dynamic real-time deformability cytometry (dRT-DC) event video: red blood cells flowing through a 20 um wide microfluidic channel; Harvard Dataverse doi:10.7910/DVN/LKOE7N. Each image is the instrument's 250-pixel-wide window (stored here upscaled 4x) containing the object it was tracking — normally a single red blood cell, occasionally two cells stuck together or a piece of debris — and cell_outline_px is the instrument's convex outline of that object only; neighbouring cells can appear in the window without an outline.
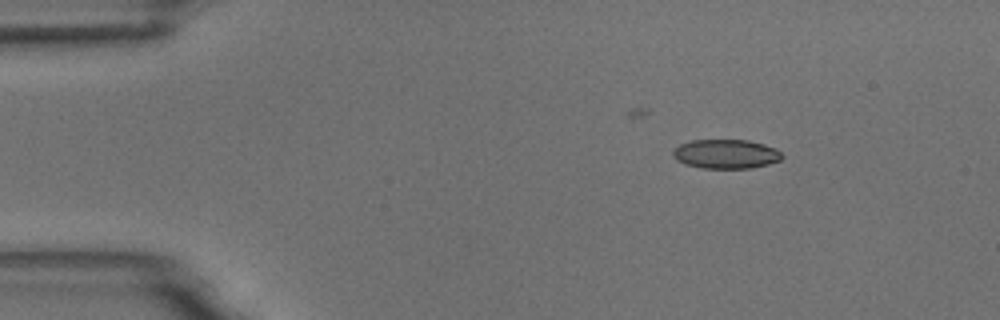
{"species": "common noctule bat (a hibernating species)", "species_latin": "Nyctalus noctula", "temperature_condition": "room temperature", "stored_images_in_passage": 9, "camera_frame_rate_fps": 3000, "um_per_image_px": 0.085, "animal": {"sex": "male", "body_mass_g": 18.8}, "frame": {"image": 1, "passage_image": 3, "time_ms": 2.333, "image_size_px": [1000, 320], "cell_outline_px": [[784, 156], [780, 160], [768, 164], [752, 168], [700, 168], [684, 164], [676, 160], [672, 156], [672, 152], [680, 144], [692, 140], [748, 140], [764, 144], [776, 148]], "centroid_in_image_um": [61.7, 13.09], "position_along_channel_um": 23.3, "area_um2": 18.67}}
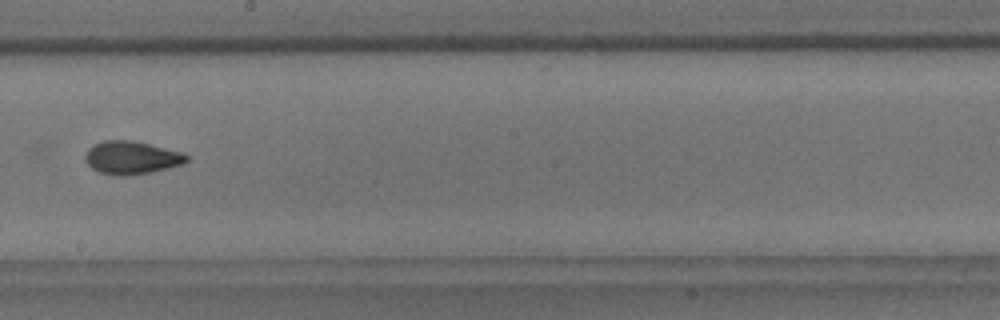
{"frame": {"image": 2, "passage_image": 9, "time_ms": 10.0, "image_size_px": [1000, 320], "cell_outline_px": [[188, 160], [184, 164], [152, 172], [128, 176], [120, 176], [100, 172], [92, 168], [88, 164], [84, 156], [88, 148], [104, 140], [132, 140], [184, 152], [188, 156]], "centroid_in_image_um": [11.21, 13.4], "position_along_channel_um": 237.0, "area_um2": 19.59}}